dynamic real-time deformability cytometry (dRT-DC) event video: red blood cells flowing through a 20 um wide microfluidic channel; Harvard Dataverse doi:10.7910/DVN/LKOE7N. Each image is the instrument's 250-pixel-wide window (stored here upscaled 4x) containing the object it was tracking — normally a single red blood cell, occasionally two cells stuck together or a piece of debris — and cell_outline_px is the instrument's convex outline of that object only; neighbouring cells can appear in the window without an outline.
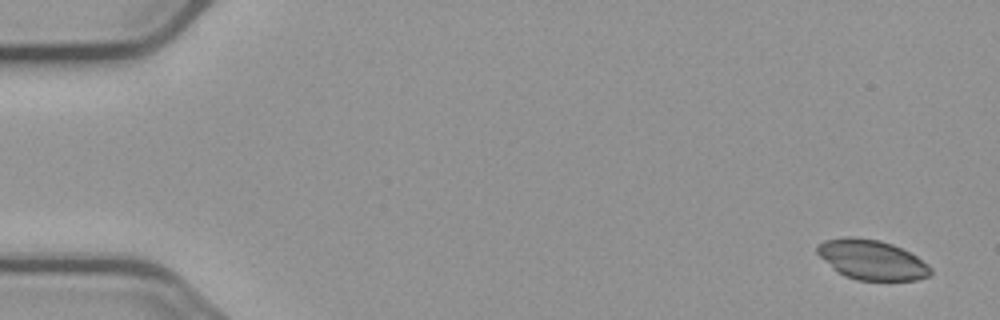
{"species": "common noctule bat (a hibernating species)", "species_latin": "Nyctalus noctula", "temperature_condition": "cold", "stored_images_in_passage": 6, "camera_frame_rate_fps": 3000, "um_per_image_px": 0.085, "animal": {"sex": "male", "body_mass_g": 23.1, "forearm_length_mm": 52.7}, "frame": {"image": 1, "passage_image": 1, "time_ms": 0.0, "image_size_px": [1000, 320], "cell_outline_px": [[932, 272], [928, 276], [916, 280], [856, 280], [844, 276], [836, 272], [816, 252], [816, 244], [824, 240], [848, 236], [852, 236], [880, 240], [892, 244], [916, 256], [928, 264], [932, 268]], "centroid_in_image_um": [74.06, 22.08], "position_along_channel_um": 10.9, "area_um2": 26.41}}